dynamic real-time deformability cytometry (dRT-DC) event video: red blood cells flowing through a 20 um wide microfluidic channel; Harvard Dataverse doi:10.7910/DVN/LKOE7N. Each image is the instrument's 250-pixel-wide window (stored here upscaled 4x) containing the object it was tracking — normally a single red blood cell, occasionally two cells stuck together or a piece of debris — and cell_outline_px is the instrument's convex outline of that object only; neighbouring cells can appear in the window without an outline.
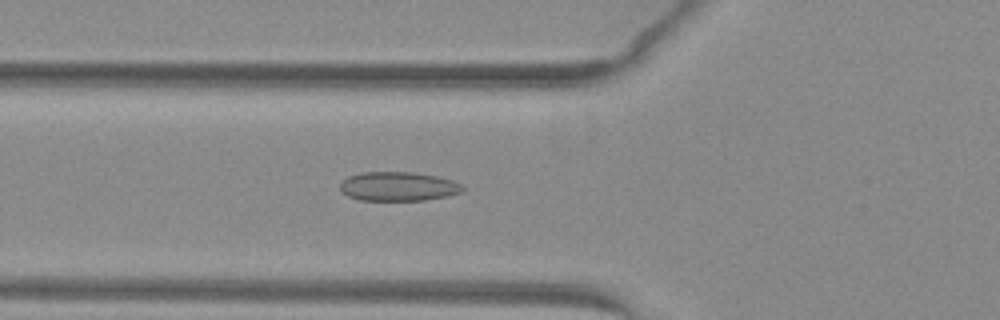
{"species": "common noctule bat (a hibernating species)", "species_latin": "Nyctalus noctula", "temperature_condition": "warm", "stored_images_in_passage": 45, "camera_frame_rate_fps": 3000, "um_per_image_px": 0.085, "animal": {"sex": "female", "body_mass_g": 29.2, "forearm_length_mm": 56.3}, "frame": {"image": 1, "passage_image": 12, "time_ms": 3.667, "image_size_px": [1000, 320], "cell_outline_px": [[464, 192], [448, 196], [424, 200], [360, 200], [348, 196], [340, 192], [340, 184], [348, 176], [360, 172], [412, 172], [440, 176], [452, 180], [460, 184], [464, 188]], "centroid_in_image_um": [33.86, 15.84], "position_along_channel_um": 91.9, "area_um2": 20.98}}
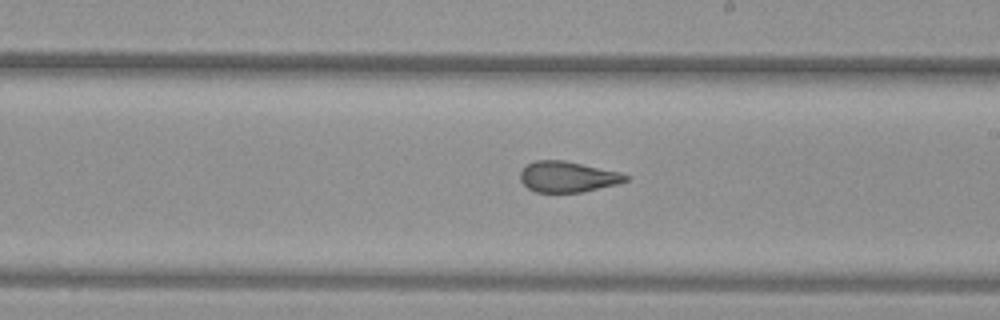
{"frame": {"image": 2, "passage_image": 23, "time_ms": 7.333, "image_size_px": [1000, 320], "cell_outline_px": [[628, 180], [616, 184], [584, 192], [536, 192], [528, 188], [520, 180], [520, 172], [528, 164], [536, 160], [564, 160], [620, 172], [628, 176]], "centroid_in_image_um": [48.24, 15.03], "position_along_channel_um": 240.8, "area_um2": 18.79}}
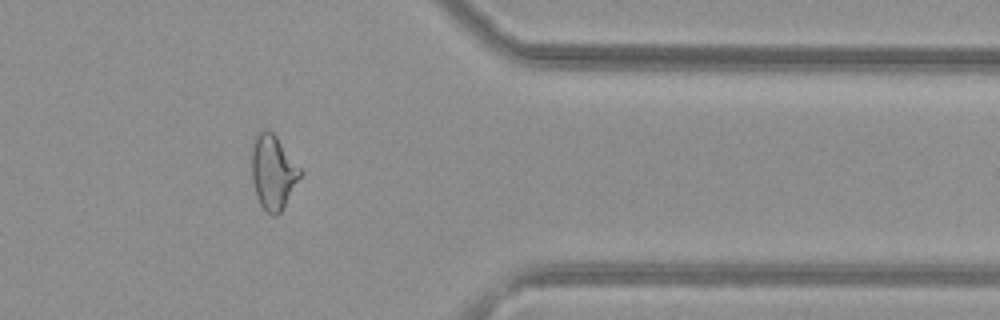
{"frame": {"image": 3, "passage_image": 35, "time_ms": 11.333, "image_size_px": [1000, 320], "cell_outline_px": [[304, 172], [280, 212], [276, 216], [272, 216], [260, 204], [256, 196], [252, 180], [252, 136], [260, 128], [268, 128], [276, 136]], "centroid_in_image_um": [23.19, 14.56], "position_along_channel_um": 388.2, "area_um2": 21.33}}